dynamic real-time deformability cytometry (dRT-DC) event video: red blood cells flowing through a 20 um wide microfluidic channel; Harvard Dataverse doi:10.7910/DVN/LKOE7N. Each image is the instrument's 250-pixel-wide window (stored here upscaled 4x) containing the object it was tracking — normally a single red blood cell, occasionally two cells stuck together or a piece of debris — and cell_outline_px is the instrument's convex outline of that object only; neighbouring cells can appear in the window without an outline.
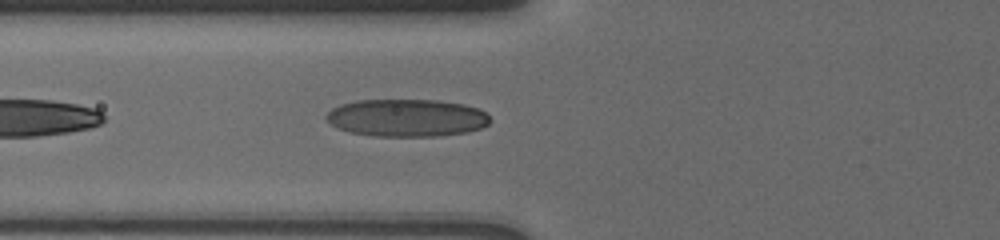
{"species": "human", "species_latin": "Homo sapiens", "temperature_condition": "cold", "stored_images_in_passage": 11, "camera_frame_rate_fps": 3000, "um_per_image_px": 0.085, "donor": {"sex": "male"}, "frame": {"image": 1, "passage_image": 6, "time_ms": 1.333, "image_size_px": [1000, 240], "cell_outline_px": [[492, 120], [488, 124], [480, 128], [468, 132], [436, 136], [376, 136], [352, 132], [336, 128], [324, 116], [332, 108], [340, 104], [356, 100], [436, 100], [464, 104], [476, 108], [484, 112]], "centroid_in_image_um": [34.56, 10.01], "position_along_channel_um": 91.2, "area_um2": 35.78}}
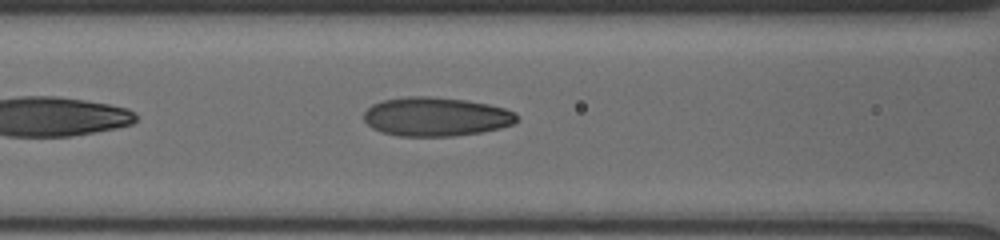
{"frame": {"image": 2, "passage_image": 8, "time_ms": 2.333, "image_size_px": [1000, 240], "cell_outline_px": [[516, 120], [512, 124], [500, 128], [480, 132], [452, 136], [400, 136], [380, 132], [372, 128], [364, 120], [364, 112], [372, 104], [384, 100], [404, 96], [428, 96], [464, 100], [488, 104], [504, 108], [516, 112]], "centroid_in_image_um": [37.02, 9.92], "position_along_channel_um": 129.6, "area_um2": 34.62}}
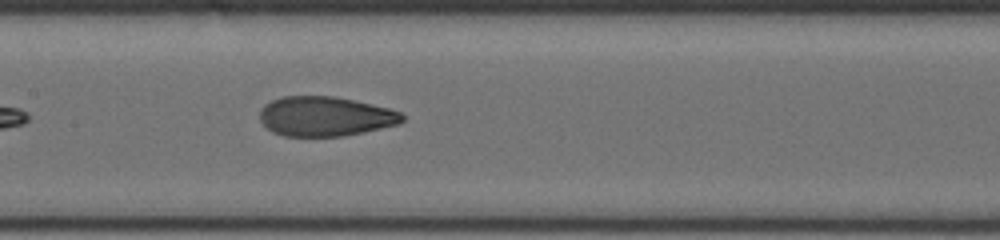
{"frame": {"image": 3, "passage_image": 11, "time_ms": 3.667, "image_size_px": [1000, 240], "cell_outline_px": [[404, 120], [396, 124], [380, 128], [344, 136], [284, 136], [272, 132], [260, 120], [260, 112], [264, 104], [272, 100], [284, 96], [332, 96], [352, 100], [388, 108], [400, 112], [404, 116]], "centroid_in_image_um": [27.61, 9.89], "position_along_channel_um": 179.8, "area_um2": 32.6}}